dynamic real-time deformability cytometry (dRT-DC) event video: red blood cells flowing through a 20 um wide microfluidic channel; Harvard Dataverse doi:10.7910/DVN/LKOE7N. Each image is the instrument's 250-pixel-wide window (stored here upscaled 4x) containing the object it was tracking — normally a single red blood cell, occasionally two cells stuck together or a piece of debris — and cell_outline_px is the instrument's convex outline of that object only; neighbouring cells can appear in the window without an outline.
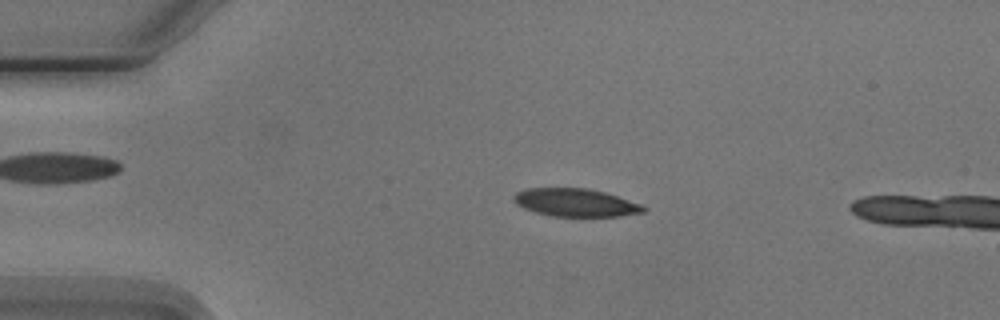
{"species": "Egyptian fruit bat (a non-hibernating species)", "species_latin": "Rousettus aegyptiacus", "temperature_condition": "cold", "stored_images_in_passage": 6, "camera_frame_rate_fps": 3000, "um_per_image_px": 0.085, "animal": {"sex": "male"}, "frame": {"image": 1, "passage_image": 4, "time_ms": 3.333, "image_size_px": [1000, 320], "cell_outline_px": [[648, 208], [644, 212], [620, 216], [552, 216], [536, 212], [524, 208], [516, 204], [512, 200], [512, 196], [516, 192], [528, 188], [588, 188], [604, 192], [640, 204]], "centroid_in_image_um": [48.89, 17.22], "position_along_channel_um": 36.1, "area_um2": 21.04}}